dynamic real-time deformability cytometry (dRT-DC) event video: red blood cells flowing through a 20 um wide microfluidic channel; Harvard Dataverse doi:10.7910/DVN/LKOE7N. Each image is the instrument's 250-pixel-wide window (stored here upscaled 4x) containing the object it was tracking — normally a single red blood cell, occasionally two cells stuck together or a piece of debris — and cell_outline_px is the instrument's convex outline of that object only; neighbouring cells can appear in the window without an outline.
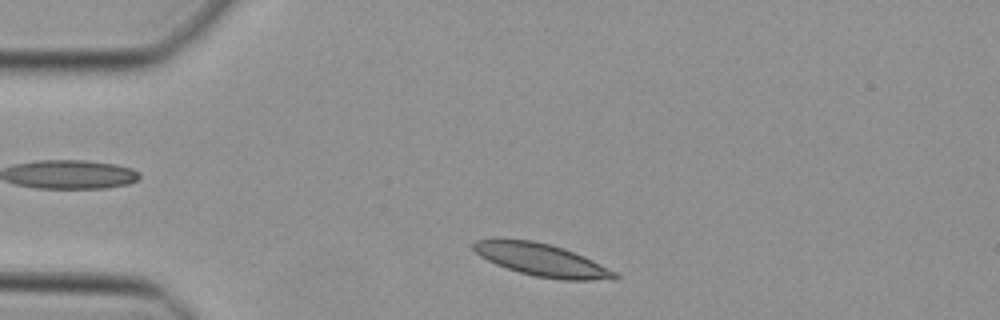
{"species": "Egyptian fruit bat (a non-hibernating species)", "species_latin": "Rousettus aegyptiacus", "temperature_condition": "cold", "stored_images_in_passage": 40, "camera_frame_rate_fps": 3000, "um_per_image_px": 0.085, "animal": {"sex": "female"}, "frame": {"image": 1, "passage_image": 3, "time_ms": 0.667, "image_size_px": [1000, 320], "cell_outline_px": [[620, 276], [616, 280], [560, 280], [536, 276], [520, 272], [496, 264], [480, 256], [472, 248], [472, 244], [476, 240], [532, 240], [564, 248], [584, 256], [616, 272]], "centroid_in_image_um": [46.11, 22.12], "position_along_channel_um": 38.9, "area_um2": 26.41}}
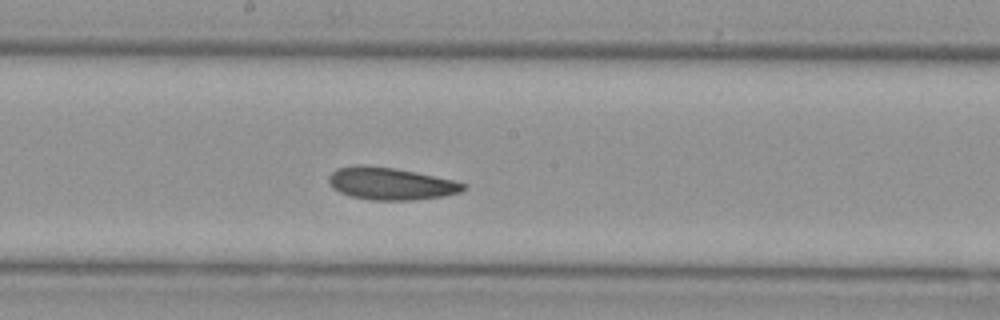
{"frame": {"image": 2, "passage_image": 18, "time_ms": 5.667, "image_size_px": [1000, 320], "cell_outline_px": [[468, 188], [460, 192], [444, 196], [408, 200], [368, 200], [348, 196], [332, 188], [328, 180], [328, 176], [336, 168], [356, 164], [364, 164], [396, 168], [456, 180], [468, 184]], "centroid_in_image_um": [33.2, 15.6], "position_along_channel_um": 215.0, "area_um2": 25.84}}
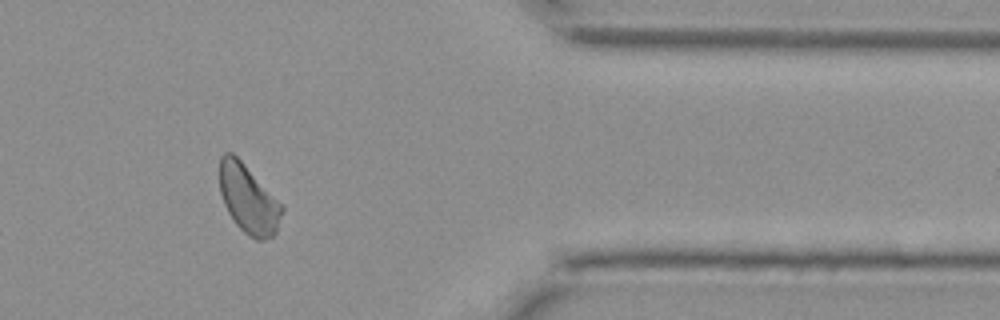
{"frame": {"image": 3, "passage_image": 32, "time_ms": 10.333, "image_size_px": [1000, 320], "cell_outline_px": [[284, 212], [276, 232], [272, 236], [264, 240], [256, 240], [248, 236], [236, 224], [228, 212], [224, 204], [220, 192], [220, 156], [224, 152], [232, 152], [284, 204]], "centroid_in_image_um": [21.15, 16.94], "position_along_channel_um": 390.3, "area_um2": 25.14}}